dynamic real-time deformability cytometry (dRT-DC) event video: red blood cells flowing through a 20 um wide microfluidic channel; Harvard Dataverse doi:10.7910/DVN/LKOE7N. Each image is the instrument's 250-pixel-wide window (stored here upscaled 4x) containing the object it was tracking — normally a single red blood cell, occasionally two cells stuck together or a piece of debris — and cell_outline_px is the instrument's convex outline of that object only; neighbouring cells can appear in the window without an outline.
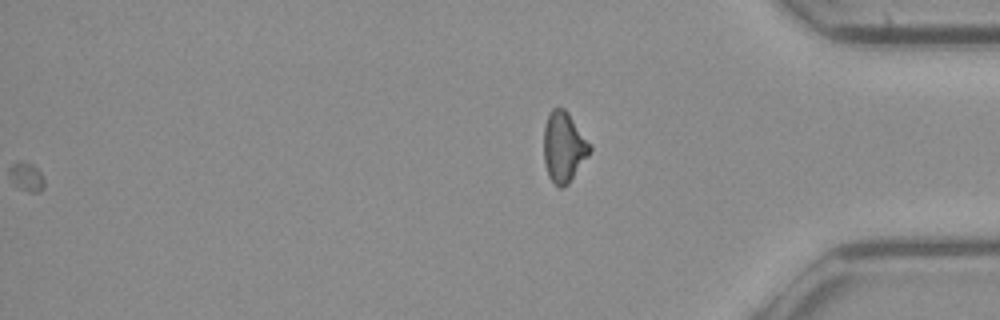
{"species": "common noctule bat (a hibernating species)", "species_latin": "Nyctalus noctula", "temperature_condition": "cold", "stored_images_in_passage": 53, "camera_frame_rate_fps": 3000, "um_per_image_px": 0.085, "animal": {"sex": "female", "body_mass_g": 21.9}, "frame": {"image": 1, "passage_image": 53, "time_ms": 17.333, "image_size_px": [1000, 320], "cell_outline_px": [[592, 148], [588, 156], [568, 184], [564, 188], [556, 188], [548, 176], [544, 160], [544, 128], [548, 112], [552, 108], [564, 108], [568, 112], [592, 144]], "centroid_in_image_um": [47.92, 12.5], "position_along_channel_um": 387.3, "area_um2": 19.19}}